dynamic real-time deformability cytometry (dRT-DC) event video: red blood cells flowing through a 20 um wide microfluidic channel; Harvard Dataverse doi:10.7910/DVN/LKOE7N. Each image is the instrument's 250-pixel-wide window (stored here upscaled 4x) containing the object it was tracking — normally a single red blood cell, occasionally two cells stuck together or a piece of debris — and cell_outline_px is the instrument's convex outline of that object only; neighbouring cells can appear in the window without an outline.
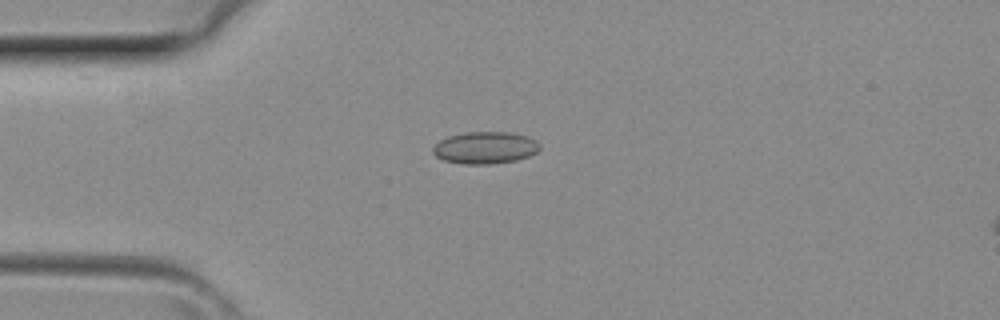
{"species": "common noctule bat (a hibernating species)", "species_latin": "Nyctalus noctula", "temperature_condition": "room temperature", "stored_images_in_passage": 1, "camera_frame_rate_fps": 3000, "um_per_image_px": 0.085, "animal": {"sex": "female", "body_mass_g": 29.2, "forearm_length_mm": 56.3}, "frame": {"image": 1, "passage_image": 1, "time_ms": 0.0, "image_size_px": [1000, 320], "cell_outline_px": [[540, 148], [536, 152], [528, 156], [516, 160], [488, 164], [464, 164], [444, 160], [436, 156], [432, 152], [432, 148], [440, 140], [448, 136], [464, 132], [508, 132], [528, 136], [536, 140], [540, 144]], "centroid_in_image_um": [41.23, 12.55], "position_along_channel_um": 43.8, "area_um2": 19.94}}